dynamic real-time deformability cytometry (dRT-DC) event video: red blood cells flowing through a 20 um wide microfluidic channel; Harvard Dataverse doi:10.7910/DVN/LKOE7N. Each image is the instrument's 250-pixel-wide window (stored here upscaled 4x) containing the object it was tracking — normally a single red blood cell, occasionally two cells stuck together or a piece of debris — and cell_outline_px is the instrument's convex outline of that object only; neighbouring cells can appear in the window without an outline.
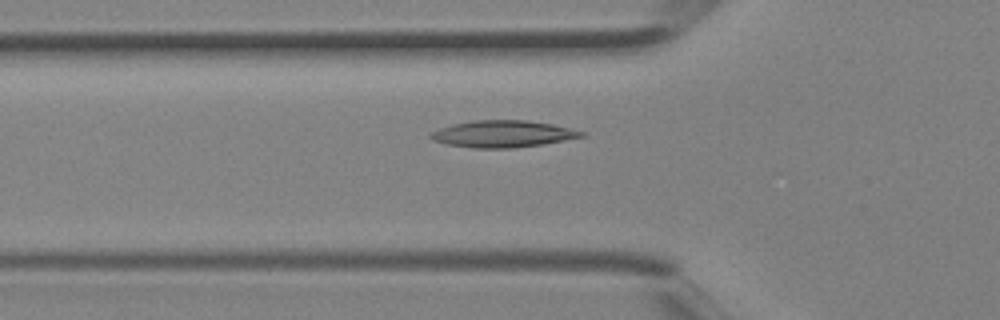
{"species": "Egyptian fruit bat (a non-hibernating species)", "species_latin": "Rousettus aegyptiacus", "temperature_condition": "room temperature", "stored_images_in_passage": 4, "camera_frame_rate_fps": 3000, "um_per_image_px": 0.085, "animal": {"sex": "female"}, "frame": {"image": 1, "passage_image": 4, "time_ms": 1.0, "image_size_px": [1000, 320], "cell_outline_px": [[588, 132], [584, 136], [544, 144], [512, 148], [472, 148], [448, 144], [432, 140], [428, 136], [428, 132], [452, 124], [472, 120], [524, 120], [552, 124]], "centroid_in_image_um": [42.71, 11.38], "position_along_channel_um": 83.1, "area_um2": 23.7}}